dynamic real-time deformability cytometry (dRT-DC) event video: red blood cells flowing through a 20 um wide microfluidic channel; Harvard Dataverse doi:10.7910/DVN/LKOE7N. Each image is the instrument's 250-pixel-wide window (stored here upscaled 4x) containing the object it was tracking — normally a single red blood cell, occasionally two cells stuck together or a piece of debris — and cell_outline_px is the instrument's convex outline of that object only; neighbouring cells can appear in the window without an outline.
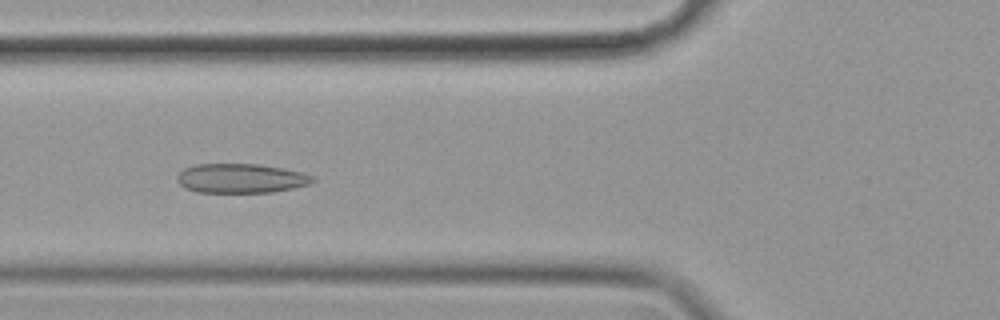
{"species": "common noctule bat (a hibernating species)", "species_latin": "Nyctalus noctula", "temperature_condition": "cold", "stored_images_in_passage": 46, "camera_frame_rate_fps": 3000, "um_per_image_px": 0.085, "animal": {"sex": "female", "body_mass_g": 19.9}, "frame": {"image": 1, "passage_image": 13, "time_ms": 4.0, "image_size_px": [1000, 320], "cell_outline_px": [[316, 180], [308, 184], [292, 188], [272, 192], [196, 192], [184, 188], [176, 180], [176, 176], [184, 168], [196, 164], [256, 164], [280, 168], [300, 172], [312, 176]], "centroid_in_image_um": [20.41, 15.16], "position_along_channel_um": 105.4, "area_um2": 23.0}}
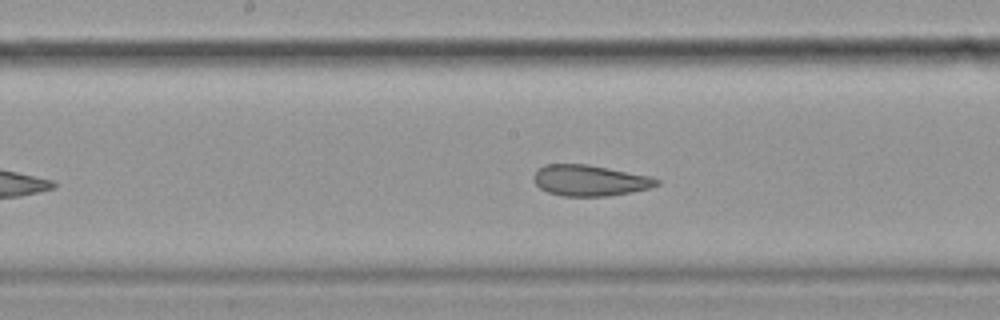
{"frame": {"image": 2, "passage_image": 21, "time_ms": 6.667, "image_size_px": [1000, 320], "cell_outline_px": [[660, 184], [648, 188], [632, 192], [608, 196], [564, 196], [548, 192], [540, 188], [532, 180], [532, 176], [536, 168], [544, 164], [588, 164], [652, 176], [660, 180]], "centroid_in_image_um": [50.11, 15.33], "position_along_channel_um": 198.1, "area_um2": 22.48}}
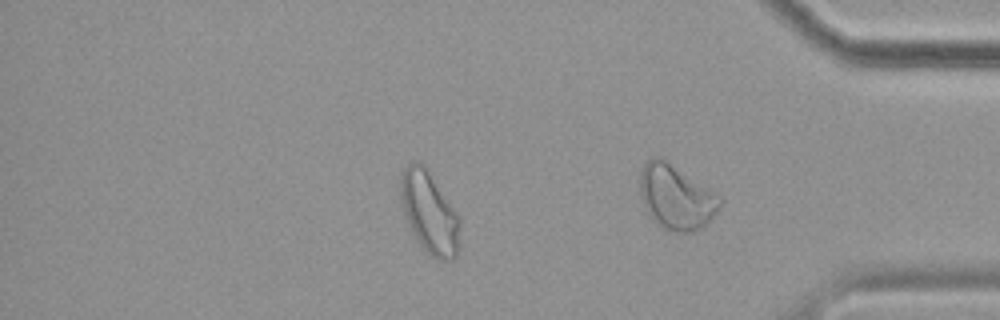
{"frame": {"image": 3, "passage_image": 37, "time_ms": 12.0, "image_size_px": [1000, 320], "cell_outline_px": [[460, 244], [456, 256], [452, 260], [444, 260], [432, 256], [416, 240], [412, 232], [400, 204], [400, 172], [412, 160], [420, 164], [428, 172], [460, 216]], "centroid_in_image_um": [36.49, 18.09], "position_along_channel_um": 398.7, "area_um2": 28.15}, "authors_computed_cell_mechanics": {"area_um2": 23.987, "velocity_mm_per_s": 3.4813, "shape_relaxation_time_tau1_ms": null, "shape_relaxation_time_tau2_ms": 2.085, "deformation_change_tau1": null, "deformation_change_tau2": 0.0799}}